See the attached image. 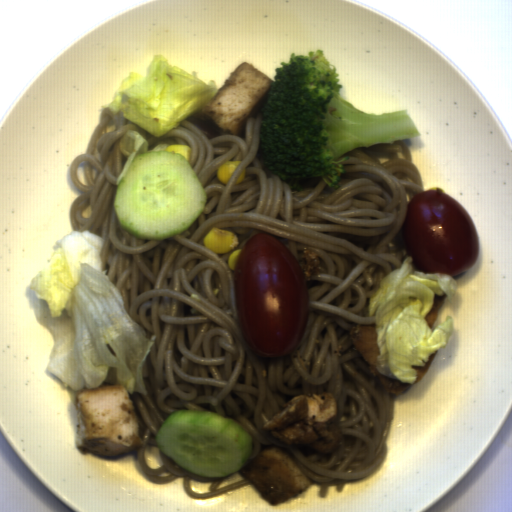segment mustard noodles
Masks as SVG:
<instances>
[{
    "label": "mustard noodles",
    "mask_w": 512,
    "mask_h": 512,
    "mask_svg": "<svg viewBox=\"0 0 512 512\" xmlns=\"http://www.w3.org/2000/svg\"><path fill=\"white\" fill-rule=\"evenodd\" d=\"M105 107L85 154L69 167L79 194L71 209L74 232L101 236L100 266L123 298L125 314L155 336L143 372L146 394H128L135 410L138 464L146 479L163 485L182 477L188 496L204 499L251 484L242 479L192 474L156 443L166 418L178 410H211L251 433L248 460L274 447L319 487L342 492L346 483L371 477L386 457L395 394L373 375L348 334L375 326L369 300L380 282L411 256L403 225L409 201L424 191L405 141L347 152L337 189L323 182L291 190L263 162L261 114L232 135L196 111L156 137ZM139 132L148 151L170 144L190 147L189 163L207 192L197 221L168 240L144 241L124 232L113 197L125 163L119 144ZM240 166L226 186L216 170ZM213 227L233 231L240 248L268 235L298 260L305 279L306 331L287 355L258 356L238 322L229 254L208 251L202 240ZM332 393L341 444L329 453L283 444L263 432L267 421L295 396ZM247 460V461H248Z\"/></svg>",
    "instance_id": "0af2e427"
}]
</instances>
